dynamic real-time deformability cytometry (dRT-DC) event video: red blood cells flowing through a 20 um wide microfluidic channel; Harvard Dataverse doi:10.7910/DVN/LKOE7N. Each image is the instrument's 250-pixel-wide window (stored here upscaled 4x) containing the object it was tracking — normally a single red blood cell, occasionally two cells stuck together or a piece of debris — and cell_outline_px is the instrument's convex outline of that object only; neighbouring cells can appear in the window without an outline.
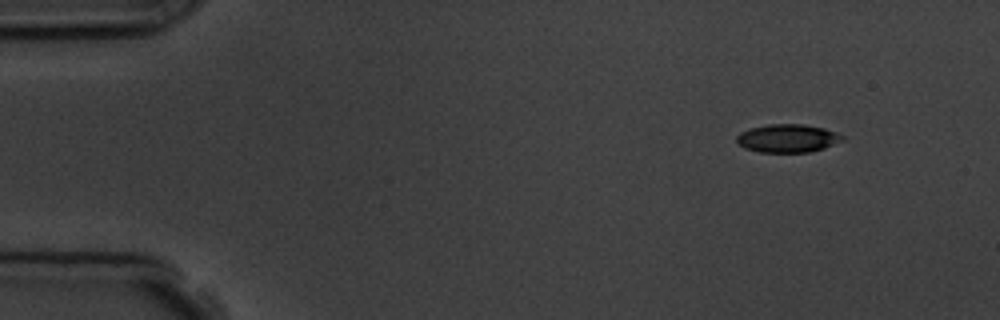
{"species": "common noctule bat (a hibernating species)", "species_latin": "Nyctalus noctula", "temperature_condition": "room temperature", "stored_images_in_passage": 5, "camera_frame_rate_fps": 3000, "um_per_image_px": 0.085, "animal": {"sex": "male", "body_mass_g": 19.5, "forearm_length_mm": 54.6}, "frame": {"image": 1, "passage_image": 1, "time_ms": 0.0, "image_size_px": [1000, 320], "cell_outline_px": [[844, 140], [824, 148], [812, 152], [760, 152], [744, 148], [736, 140], [736, 136], [740, 132], [752, 128], [768, 124], [804, 124], [824, 128], [836, 132], [844, 136]], "centroid_in_image_um": [66.97, 11.75], "position_along_channel_um": 18.0, "area_um2": 17.4}}